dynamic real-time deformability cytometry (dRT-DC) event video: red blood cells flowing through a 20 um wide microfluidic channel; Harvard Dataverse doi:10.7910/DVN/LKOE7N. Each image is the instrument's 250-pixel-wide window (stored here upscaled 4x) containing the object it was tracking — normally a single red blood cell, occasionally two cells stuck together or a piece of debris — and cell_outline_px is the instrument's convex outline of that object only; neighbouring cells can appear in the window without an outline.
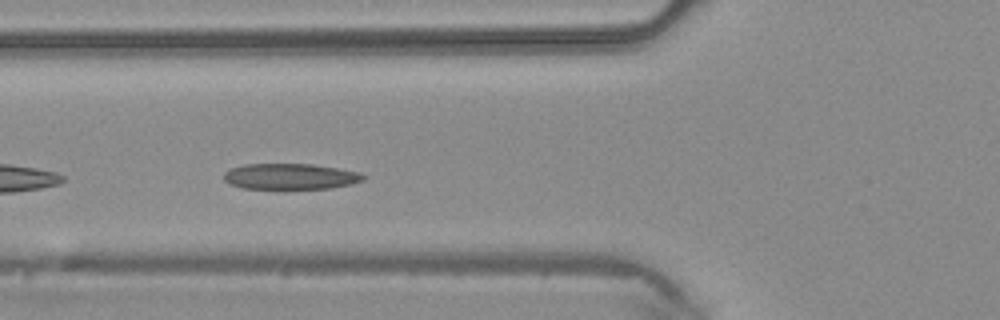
{"species": "common noctule bat (a hibernating species)", "species_latin": "Nyctalus noctula", "temperature_condition": "warm", "stored_images_in_passage": 12, "camera_frame_rate_fps": 3000, "um_per_image_px": 0.085, "animal": {"sex": "male", "body_mass_g": 20.4}, "frame": {"image": 1, "passage_image": 7, "time_ms": 2.0, "image_size_px": [1000, 320], "cell_outline_px": [[368, 176], [364, 180], [352, 184], [332, 188], [244, 188], [232, 184], [224, 180], [224, 172], [232, 168], [244, 164], [312, 164], [360, 172]], "centroid_in_image_um": [24.73, 14.99], "position_along_channel_um": 101.1, "area_um2": 20.87}}
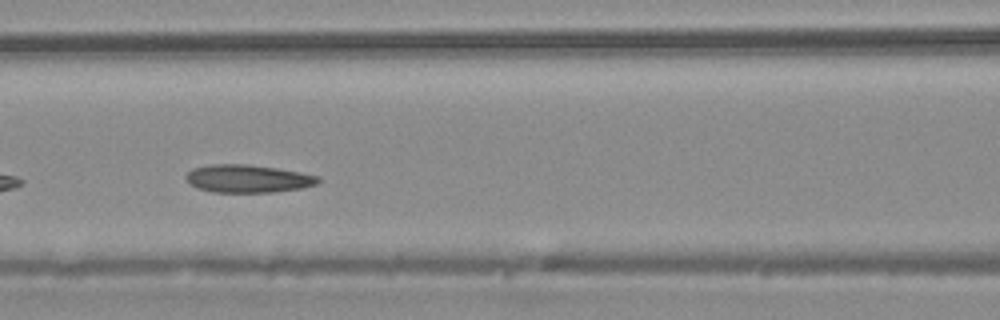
{"frame": {"image": 2, "passage_image": 10, "time_ms": 3.0, "image_size_px": [1000, 320], "cell_outline_px": [[320, 180], [316, 184], [300, 188], [272, 192], [212, 192], [196, 188], [184, 176], [192, 168], [208, 164], [248, 164], [276, 168], [300, 172], [320, 176]], "centroid_in_image_um": [21.04, 15.17], "position_along_channel_um": 145.6, "area_um2": 21.44}}